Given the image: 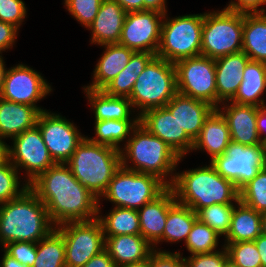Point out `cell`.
<instances>
[{
    "instance_id": "obj_1",
    "label": "cell",
    "mask_w": 266,
    "mask_h": 267,
    "mask_svg": "<svg viewBox=\"0 0 266 267\" xmlns=\"http://www.w3.org/2000/svg\"><path fill=\"white\" fill-rule=\"evenodd\" d=\"M29 188L46 206L55 227L98 218L99 199L83 186L66 164H55L41 173Z\"/></svg>"
},
{
    "instance_id": "obj_2",
    "label": "cell",
    "mask_w": 266,
    "mask_h": 267,
    "mask_svg": "<svg viewBox=\"0 0 266 267\" xmlns=\"http://www.w3.org/2000/svg\"><path fill=\"white\" fill-rule=\"evenodd\" d=\"M0 244L37 243L55 227L46 206L28 187L19 197L0 204Z\"/></svg>"
},
{
    "instance_id": "obj_3",
    "label": "cell",
    "mask_w": 266,
    "mask_h": 267,
    "mask_svg": "<svg viewBox=\"0 0 266 267\" xmlns=\"http://www.w3.org/2000/svg\"><path fill=\"white\" fill-rule=\"evenodd\" d=\"M169 180L168 186L173 189L176 201L195 212L217 203L233 204L232 201H240V190L235 183L222 177L211 163L209 166L175 173Z\"/></svg>"
},
{
    "instance_id": "obj_4",
    "label": "cell",
    "mask_w": 266,
    "mask_h": 267,
    "mask_svg": "<svg viewBox=\"0 0 266 267\" xmlns=\"http://www.w3.org/2000/svg\"><path fill=\"white\" fill-rule=\"evenodd\" d=\"M73 176L96 198L106 192L115 172L121 167V152L85 137L65 163Z\"/></svg>"
},
{
    "instance_id": "obj_5",
    "label": "cell",
    "mask_w": 266,
    "mask_h": 267,
    "mask_svg": "<svg viewBox=\"0 0 266 267\" xmlns=\"http://www.w3.org/2000/svg\"><path fill=\"white\" fill-rule=\"evenodd\" d=\"M131 133L133 136H129L124 149L120 150L121 166L128 170L155 175L168 186L166 177L175 170L182 157L139 123ZM129 159L134 163L133 167L126 164Z\"/></svg>"
},
{
    "instance_id": "obj_6",
    "label": "cell",
    "mask_w": 266,
    "mask_h": 267,
    "mask_svg": "<svg viewBox=\"0 0 266 267\" xmlns=\"http://www.w3.org/2000/svg\"><path fill=\"white\" fill-rule=\"evenodd\" d=\"M177 93L174 63L155 56L138 76L128 98L133 108H140V115L149 109L164 107Z\"/></svg>"
},
{
    "instance_id": "obj_7",
    "label": "cell",
    "mask_w": 266,
    "mask_h": 267,
    "mask_svg": "<svg viewBox=\"0 0 266 267\" xmlns=\"http://www.w3.org/2000/svg\"><path fill=\"white\" fill-rule=\"evenodd\" d=\"M244 13H203L201 55L212 59L242 51Z\"/></svg>"
},
{
    "instance_id": "obj_8",
    "label": "cell",
    "mask_w": 266,
    "mask_h": 267,
    "mask_svg": "<svg viewBox=\"0 0 266 267\" xmlns=\"http://www.w3.org/2000/svg\"><path fill=\"white\" fill-rule=\"evenodd\" d=\"M203 14L178 16L162 21L157 57L175 63L201 55Z\"/></svg>"
},
{
    "instance_id": "obj_9",
    "label": "cell",
    "mask_w": 266,
    "mask_h": 267,
    "mask_svg": "<svg viewBox=\"0 0 266 267\" xmlns=\"http://www.w3.org/2000/svg\"><path fill=\"white\" fill-rule=\"evenodd\" d=\"M168 186L157 176L120 167L102 195L115 207L139 210L153 201Z\"/></svg>"
},
{
    "instance_id": "obj_10",
    "label": "cell",
    "mask_w": 266,
    "mask_h": 267,
    "mask_svg": "<svg viewBox=\"0 0 266 267\" xmlns=\"http://www.w3.org/2000/svg\"><path fill=\"white\" fill-rule=\"evenodd\" d=\"M174 65L178 93L217 109L215 59L199 55L178 60Z\"/></svg>"
},
{
    "instance_id": "obj_11",
    "label": "cell",
    "mask_w": 266,
    "mask_h": 267,
    "mask_svg": "<svg viewBox=\"0 0 266 267\" xmlns=\"http://www.w3.org/2000/svg\"><path fill=\"white\" fill-rule=\"evenodd\" d=\"M55 228L64 238L66 267H83L105 249L103 227L98 218L68 222Z\"/></svg>"
},
{
    "instance_id": "obj_12",
    "label": "cell",
    "mask_w": 266,
    "mask_h": 267,
    "mask_svg": "<svg viewBox=\"0 0 266 267\" xmlns=\"http://www.w3.org/2000/svg\"><path fill=\"white\" fill-rule=\"evenodd\" d=\"M225 179L240 190L266 166L263 145H242L230 142L225 154L210 162Z\"/></svg>"
},
{
    "instance_id": "obj_13",
    "label": "cell",
    "mask_w": 266,
    "mask_h": 267,
    "mask_svg": "<svg viewBox=\"0 0 266 267\" xmlns=\"http://www.w3.org/2000/svg\"><path fill=\"white\" fill-rule=\"evenodd\" d=\"M13 146H8V159L17 170H26L29 185L41 173L56 163L51 158L37 125L13 137Z\"/></svg>"
},
{
    "instance_id": "obj_14",
    "label": "cell",
    "mask_w": 266,
    "mask_h": 267,
    "mask_svg": "<svg viewBox=\"0 0 266 267\" xmlns=\"http://www.w3.org/2000/svg\"><path fill=\"white\" fill-rule=\"evenodd\" d=\"M36 125L56 164H65L85 138L69 120L48 111L40 112Z\"/></svg>"
},
{
    "instance_id": "obj_15",
    "label": "cell",
    "mask_w": 266,
    "mask_h": 267,
    "mask_svg": "<svg viewBox=\"0 0 266 267\" xmlns=\"http://www.w3.org/2000/svg\"><path fill=\"white\" fill-rule=\"evenodd\" d=\"M166 16L167 14L154 10L127 13L118 44L135 52L156 54L162 21Z\"/></svg>"
},
{
    "instance_id": "obj_16",
    "label": "cell",
    "mask_w": 266,
    "mask_h": 267,
    "mask_svg": "<svg viewBox=\"0 0 266 267\" xmlns=\"http://www.w3.org/2000/svg\"><path fill=\"white\" fill-rule=\"evenodd\" d=\"M50 85L37 73L26 65L18 64L6 71L0 97L16 103L37 107L36 103L51 91Z\"/></svg>"
},
{
    "instance_id": "obj_17",
    "label": "cell",
    "mask_w": 266,
    "mask_h": 267,
    "mask_svg": "<svg viewBox=\"0 0 266 267\" xmlns=\"http://www.w3.org/2000/svg\"><path fill=\"white\" fill-rule=\"evenodd\" d=\"M138 116L141 126L167 143L180 157L192 151L194 140L165 106L149 109Z\"/></svg>"
},
{
    "instance_id": "obj_18",
    "label": "cell",
    "mask_w": 266,
    "mask_h": 267,
    "mask_svg": "<svg viewBox=\"0 0 266 267\" xmlns=\"http://www.w3.org/2000/svg\"><path fill=\"white\" fill-rule=\"evenodd\" d=\"M173 189L168 186L153 201L146 203L137 210L140 221V231L155 248L156 244L162 242L163 231L167 219L168 210L176 203Z\"/></svg>"
},
{
    "instance_id": "obj_19",
    "label": "cell",
    "mask_w": 266,
    "mask_h": 267,
    "mask_svg": "<svg viewBox=\"0 0 266 267\" xmlns=\"http://www.w3.org/2000/svg\"><path fill=\"white\" fill-rule=\"evenodd\" d=\"M229 105L217 108L225 118L229 127L231 141L242 145H262L257 132V111L259 107L237 104L229 101ZM223 110V111H221Z\"/></svg>"
},
{
    "instance_id": "obj_20",
    "label": "cell",
    "mask_w": 266,
    "mask_h": 267,
    "mask_svg": "<svg viewBox=\"0 0 266 267\" xmlns=\"http://www.w3.org/2000/svg\"><path fill=\"white\" fill-rule=\"evenodd\" d=\"M165 107L193 140L199 136L205 119L215 109L207 102L180 93H177Z\"/></svg>"
},
{
    "instance_id": "obj_21",
    "label": "cell",
    "mask_w": 266,
    "mask_h": 267,
    "mask_svg": "<svg viewBox=\"0 0 266 267\" xmlns=\"http://www.w3.org/2000/svg\"><path fill=\"white\" fill-rule=\"evenodd\" d=\"M250 58L243 52H237L215 59L217 108L223 101H231L241 82L242 72Z\"/></svg>"
},
{
    "instance_id": "obj_22",
    "label": "cell",
    "mask_w": 266,
    "mask_h": 267,
    "mask_svg": "<svg viewBox=\"0 0 266 267\" xmlns=\"http://www.w3.org/2000/svg\"><path fill=\"white\" fill-rule=\"evenodd\" d=\"M127 13L114 0H103L97 16L88 29L91 43L99 45L118 43Z\"/></svg>"
},
{
    "instance_id": "obj_23",
    "label": "cell",
    "mask_w": 266,
    "mask_h": 267,
    "mask_svg": "<svg viewBox=\"0 0 266 267\" xmlns=\"http://www.w3.org/2000/svg\"><path fill=\"white\" fill-rule=\"evenodd\" d=\"M104 237L105 249L117 267L148 259L154 250L153 245L143 238L141 234Z\"/></svg>"
},
{
    "instance_id": "obj_24",
    "label": "cell",
    "mask_w": 266,
    "mask_h": 267,
    "mask_svg": "<svg viewBox=\"0 0 266 267\" xmlns=\"http://www.w3.org/2000/svg\"><path fill=\"white\" fill-rule=\"evenodd\" d=\"M231 135L223 115L214 109L205 119L199 136L194 140L192 150H205L211 156V161L225 154Z\"/></svg>"
},
{
    "instance_id": "obj_25",
    "label": "cell",
    "mask_w": 266,
    "mask_h": 267,
    "mask_svg": "<svg viewBox=\"0 0 266 267\" xmlns=\"http://www.w3.org/2000/svg\"><path fill=\"white\" fill-rule=\"evenodd\" d=\"M38 108L0 97V138L16 137L37 123Z\"/></svg>"
},
{
    "instance_id": "obj_26",
    "label": "cell",
    "mask_w": 266,
    "mask_h": 267,
    "mask_svg": "<svg viewBox=\"0 0 266 267\" xmlns=\"http://www.w3.org/2000/svg\"><path fill=\"white\" fill-rule=\"evenodd\" d=\"M101 46H105V51L94 69V80L84 88L103 90L125 68L135 53V51L118 43Z\"/></svg>"
},
{
    "instance_id": "obj_27",
    "label": "cell",
    "mask_w": 266,
    "mask_h": 267,
    "mask_svg": "<svg viewBox=\"0 0 266 267\" xmlns=\"http://www.w3.org/2000/svg\"><path fill=\"white\" fill-rule=\"evenodd\" d=\"M243 81L231 100L242 105L266 106L260 96L266 91V63L249 60L242 72Z\"/></svg>"
},
{
    "instance_id": "obj_28",
    "label": "cell",
    "mask_w": 266,
    "mask_h": 267,
    "mask_svg": "<svg viewBox=\"0 0 266 267\" xmlns=\"http://www.w3.org/2000/svg\"><path fill=\"white\" fill-rule=\"evenodd\" d=\"M237 206H234L225 242L254 241L262 233L261 213L241 201Z\"/></svg>"
},
{
    "instance_id": "obj_29",
    "label": "cell",
    "mask_w": 266,
    "mask_h": 267,
    "mask_svg": "<svg viewBox=\"0 0 266 267\" xmlns=\"http://www.w3.org/2000/svg\"><path fill=\"white\" fill-rule=\"evenodd\" d=\"M242 51L250 60L266 63L265 13H244Z\"/></svg>"
},
{
    "instance_id": "obj_30",
    "label": "cell",
    "mask_w": 266,
    "mask_h": 267,
    "mask_svg": "<svg viewBox=\"0 0 266 267\" xmlns=\"http://www.w3.org/2000/svg\"><path fill=\"white\" fill-rule=\"evenodd\" d=\"M88 100L93 107L95 121L100 120H131L133 108L128 97L107 95L103 90L84 88Z\"/></svg>"
},
{
    "instance_id": "obj_31",
    "label": "cell",
    "mask_w": 266,
    "mask_h": 267,
    "mask_svg": "<svg viewBox=\"0 0 266 267\" xmlns=\"http://www.w3.org/2000/svg\"><path fill=\"white\" fill-rule=\"evenodd\" d=\"M156 56L148 52H135L125 68L103 89L110 96L129 97L138 76Z\"/></svg>"
},
{
    "instance_id": "obj_32",
    "label": "cell",
    "mask_w": 266,
    "mask_h": 267,
    "mask_svg": "<svg viewBox=\"0 0 266 267\" xmlns=\"http://www.w3.org/2000/svg\"><path fill=\"white\" fill-rule=\"evenodd\" d=\"M197 220V215L190 207L176 202L169 210L163 231L162 241L186 242L189 232Z\"/></svg>"
},
{
    "instance_id": "obj_33",
    "label": "cell",
    "mask_w": 266,
    "mask_h": 267,
    "mask_svg": "<svg viewBox=\"0 0 266 267\" xmlns=\"http://www.w3.org/2000/svg\"><path fill=\"white\" fill-rule=\"evenodd\" d=\"M104 236H117L123 234H141L140 221L137 210L114 207L104 218L98 215Z\"/></svg>"
},
{
    "instance_id": "obj_34",
    "label": "cell",
    "mask_w": 266,
    "mask_h": 267,
    "mask_svg": "<svg viewBox=\"0 0 266 267\" xmlns=\"http://www.w3.org/2000/svg\"><path fill=\"white\" fill-rule=\"evenodd\" d=\"M33 267H66L64 238L56 228L36 243Z\"/></svg>"
},
{
    "instance_id": "obj_35",
    "label": "cell",
    "mask_w": 266,
    "mask_h": 267,
    "mask_svg": "<svg viewBox=\"0 0 266 267\" xmlns=\"http://www.w3.org/2000/svg\"><path fill=\"white\" fill-rule=\"evenodd\" d=\"M139 123V116L132 120H100L95 121V138L89 140L98 144L107 145L118 150L119 143L130 136Z\"/></svg>"
},
{
    "instance_id": "obj_36",
    "label": "cell",
    "mask_w": 266,
    "mask_h": 267,
    "mask_svg": "<svg viewBox=\"0 0 266 267\" xmlns=\"http://www.w3.org/2000/svg\"><path fill=\"white\" fill-rule=\"evenodd\" d=\"M219 235L207 224L198 219L194 222L185 242L187 250L192 254L212 253L218 245Z\"/></svg>"
},
{
    "instance_id": "obj_37",
    "label": "cell",
    "mask_w": 266,
    "mask_h": 267,
    "mask_svg": "<svg viewBox=\"0 0 266 267\" xmlns=\"http://www.w3.org/2000/svg\"><path fill=\"white\" fill-rule=\"evenodd\" d=\"M234 204H213L203 207L196 212L197 219L207 224L219 236L226 237L231 222Z\"/></svg>"
},
{
    "instance_id": "obj_38",
    "label": "cell",
    "mask_w": 266,
    "mask_h": 267,
    "mask_svg": "<svg viewBox=\"0 0 266 267\" xmlns=\"http://www.w3.org/2000/svg\"><path fill=\"white\" fill-rule=\"evenodd\" d=\"M239 200L257 212L266 211V166L240 189Z\"/></svg>"
},
{
    "instance_id": "obj_39",
    "label": "cell",
    "mask_w": 266,
    "mask_h": 267,
    "mask_svg": "<svg viewBox=\"0 0 266 267\" xmlns=\"http://www.w3.org/2000/svg\"><path fill=\"white\" fill-rule=\"evenodd\" d=\"M18 170L7 159L0 163V204L19 197L29 185L26 183L19 188Z\"/></svg>"
},
{
    "instance_id": "obj_40",
    "label": "cell",
    "mask_w": 266,
    "mask_h": 267,
    "mask_svg": "<svg viewBox=\"0 0 266 267\" xmlns=\"http://www.w3.org/2000/svg\"><path fill=\"white\" fill-rule=\"evenodd\" d=\"M229 260L238 267H262L254 241L225 243Z\"/></svg>"
},
{
    "instance_id": "obj_41",
    "label": "cell",
    "mask_w": 266,
    "mask_h": 267,
    "mask_svg": "<svg viewBox=\"0 0 266 267\" xmlns=\"http://www.w3.org/2000/svg\"><path fill=\"white\" fill-rule=\"evenodd\" d=\"M103 0H65L64 4L71 15L86 28L97 16Z\"/></svg>"
},
{
    "instance_id": "obj_42",
    "label": "cell",
    "mask_w": 266,
    "mask_h": 267,
    "mask_svg": "<svg viewBox=\"0 0 266 267\" xmlns=\"http://www.w3.org/2000/svg\"><path fill=\"white\" fill-rule=\"evenodd\" d=\"M3 248L8 255L15 258L18 262L33 267L36 259V243L16 241L7 243Z\"/></svg>"
},
{
    "instance_id": "obj_43",
    "label": "cell",
    "mask_w": 266,
    "mask_h": 267,
    "mask_svg": "<svg viewBox=\"0 0 266 267\" xmlns=\"http://www.w3.org/2000/svg\"><path fill=\"white\" fill-rule=\"evenodd\" d=\"M26 12V5L22 0H0V21L13 24L19 29Z\"/></svg>"
},
{
    "instance_id": "obj_44",
    "label": "cell",
    "mask_w": 266,
    "mask_h": 267,
    "mask_svg": "<svg viewBox=\"0 0 266 267\" xmlns=\"http://www.w3.org/2000/svg\"><path fill=\"white\" fill-rule=\"evenodd\" d=\"M223 249L212 253L194 254L188 259L184 257L186 267H225L229 256L225 245Z\"/></svg>"
},
{
    "instance_id": "obj_45",
    "label": "cell",
    "mask_w": 266,
    "mask_h": 267,
    "mask_svg": "<svg viewBox=\"0 0 266 267\" xmlns=\"http://www.w3.org/2000/svg\"><path fill=\"white\" fill-rule=\"evenodd\" d=\"M149 267H186L184 257L179 252L153 250L149 255Z\"/></svg>"
},
{
    "instance_id": "obj_46",
    "label": "cell",
    "mask_w": 266,
    "mask_h": 267,
    "mask_svg": "<svg viewBox=\"0 0 266 267\" xmlns=\"http://www.w3.org/2000/svg\"><path fill=\"white\" fill-rule=\"evenodd\" d=\"M264 4L266 0H237V2L231 1L225 9L241 13H265L264 8L258 10V7Z\"/></svg>"
},
{
    "instance_id": "obj_47",
    "label": "cell",
    "mask_w": 266,
    "mask_h": 267,
    "mask_svg": "<svg viewBox=\"0 0 266 267\" xmlns=\"http://www.w3.org/2000/svg\"><path fill=\"white\" fill-rule=\"evenodd\" d=\"M18 28L13 24L0 21V53L14 45L17 38ZM0 57H2L0 55Z\"/></svg>"
},
{
    "instance_id": "obj_48",
    "label": "cell",
    "mask_w": 266,
    "mask_h": 267,
    "mask_svg": "<svg viewBox=\"0 0 266 267\" xmlns=\"http://www.w3.org/2000/svg\"><path fill=\"white\" fill-rule=\"evenodd\" d=\"M83 267H117L106 249L92 257Z\"/></svg>"
},
{
    "instance_id": "obj_49",
    "label": "cell",
    "mask_w": 266,
    "mask_h": 267,
    "mask_svg": "<svg viewBox=\"0 0 266 267\" xmlns=\"http://www.w3.org/2000/svg\"><path fill=\"white\" fill-rule=\"evenodd\" d=\"M256 122L257 132L261 143H263L266 140V106L259 107ZM263 133H265V135L262 137Z\"/></svg>"
},
{
    "instance_id": "obj_50",
    "label": "cell",
    "mask_w": 266,
    "mask_h": 267,
    "mask_svg": "<svg viewBox=\"0 0 266 267\" xmlns=\"http://www.w3.org/2000/svg\"><path fill=\"white\" fill-rule=\"evenodd\" d=\"M126 13L143 11V0H114Z\"/></svg>"
},
{
    "instance_id": "obj_51",
    "label": "cell",
    "mask_w": 266,
    "mask_h": 267,
    "mask_svg": "<svg viewBox=\"0 0 266 267\" xmlns=\"http://www.w3.org/2000/svg\"><path fill=\"white\" fill-rule=\"evenodd\" d=\"M166 1L165 0H143V11L154 10L166 14Z\"/></svg>"
},
{
    "instance_id": "obj_52",
    "label": "cell",
    "mask_w": 266,
    "mask_h": 267,
    "mask_svg": "<svg viewBox=\"0 0 266 267\" xmlns=\"http://www.w3.org/2000/svg\"><path fill=\"white\" fill-rule=\"evenodd\" d=\"M254 242L261 258L262 267H266V234L261 233Z\"/></svg>"
},
{
    "instance_id": "obj_53",
    "label": "cell",
    "mask_w": 266,
    "mask_h": 267,
    "mask_svg": "<svg viewBox=\"0 0 266 267\" xmlns=\"http://www.w3.org/2000/svg\"><path fill=\"white\" fill-rule=\"evenodd\" d=\"M0 267H29V266H26L18 262L15 258L11 257L4 251V255L0 263Z\"/></svg>"
},
{
    "instance_id": "obj_54",
    "label": "cell",
    "mask_w": 266,
    "mask_h": 267,
    "mask_svg": "<svg viewBox=\"0 0 266 267\" xmlns=\"http://www.w3.org/2000/svg\"><path fill=\"white\" fill-rule=\"evenodd\" d=\"M8 146L2 138H0V163L8 159Z\"/></svg>"
},
{
    "instance_id": "obj_55",
    "label": "cell",
    "mask_w": 266,
    "mask_h": 267,
    "mask_svg": "<svg viewBox=\"0 0 266 267\" xmlns=\"http://www.w3.org/2000/svg\"><path fill=\"white\" fill-rule=\"evenodd\" d=\"M4 63L5 62L3 61V57H0V94H1V91H2V88H3V82H4L5 74H6V71H7V69L5 68Z\"/></svg>"
},
{
    "instance_id": "obj_56",
    "label": "cell",
    "mask_w": 266,
    "mask_h": 267,
    "mask_svg": "<svg viewBox=\"0 0 266 267\" xmlns=\"http://www.w3.org/2000/svg\"><path fill=\"white\" fill-rule=\"evenodd\" d=\"M120 267H149V258L145 259L141 262L126 264V265H122Z\"/></svg>"
},
{
    "instance_id": "obj_57",
    "label": "cell",
    "mask_w": 266,
    "mask_h": 267,
    "mask_svg": "<svg viewBox=\"0 0 266 267\" xmlns=\"http://www.w3.org/2000/svg\"><path fill=\"white\" fill-rule=\"evenodd\" d=\"M262 233L266 234V211L261 213Z\"/></svg>"
},
{
    "instance_id": "obj_58",
    "label": "cell",
    "mask_w": 266,
    "mask_h": 267,
    "mask_svg": "<svg viewBox=\"0 0 266 267\" xmlns=\"http://www.w3.org/2000/svg\"><path fill=\"white\" fill-rule=\"evenodd\" d=\"M225 267H238V266L235 265L231 260H228L225 264Z\"/></svg>"
},
{
    "instance_id": "obj_59",
    "label": "cell",
    "mask_w": 266,
    "mask_h": 267,
    "mask_svg": "<svg viewBox=\"0 0 266 267\" xmlns=\"http://www.w3.org/2000/svg\"><path fill=\"white\" fill-rule=\"evenodd\" d=\"M262 145H263L264 158L266 161V140L262 143Z\"/></svg>"
}]
</instances>
